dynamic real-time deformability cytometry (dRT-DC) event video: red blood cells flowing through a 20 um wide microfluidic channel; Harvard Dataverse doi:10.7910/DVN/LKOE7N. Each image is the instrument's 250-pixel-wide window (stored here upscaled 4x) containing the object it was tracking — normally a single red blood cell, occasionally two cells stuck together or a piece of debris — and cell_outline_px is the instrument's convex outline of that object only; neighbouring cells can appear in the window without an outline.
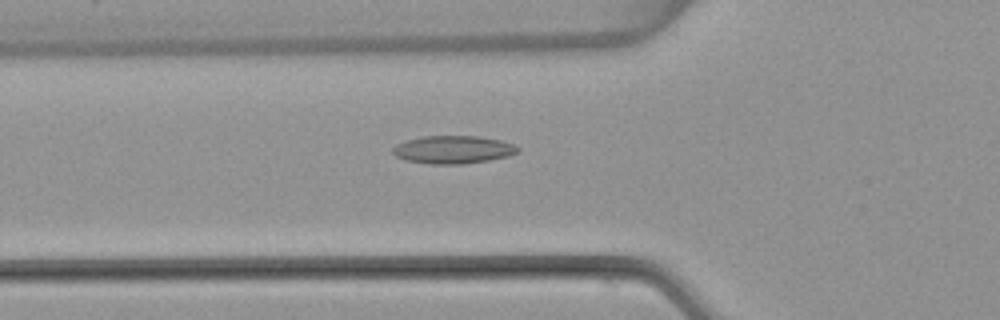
{"species": "common noctule bat (a hibernating species)", "species_latin": "Nyctalus noctula", "temperature_condition": "warm", "stored_images_in_passage": 47, "camera_frame_rate_fps": 3000, "um_per_image_px": 0.085, "animal": {"sex": "female", "body_mass_g": 22.7, "forearm_length_mm": 54.2}, "frame": {"image": 1, "passage_image": 13, "time_ms": 4.0, "image_size_px": [1000, 320], "cell_outline_px": [[520, 152], [508, 156], [488, 160], [464, 164], [428, 164], [404, 160], [396, 156], [392, 152], [392, 148], [396, 144], [408, 140], [424, 136], [480, 136], [500, 140], [512, 144], [520, 148]], "centroid_in_image_um": [38.51, 12.72], "position_along_channel_um": 87.3, "area_um2": 20.4}}
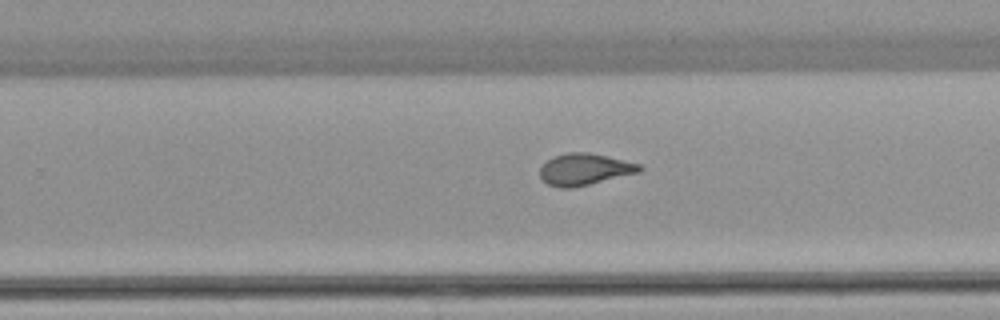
{"frame": {"image": 2, "passage_image": 28, "time_ms": 9.0, "image_size_px": [1000, 320], "cell_outline_px": [[644, 168], [640, 172], [572, 188], [560, 188], [548, 184], [540, 176], [540, 168], [552, 156], [568, 152], [588, 152], [608, 156], [640, 164]], "centroid_in_image_um": [49.7, 14.38], "position_along_channel_um": 280.1, "area_um2": 18.32}}
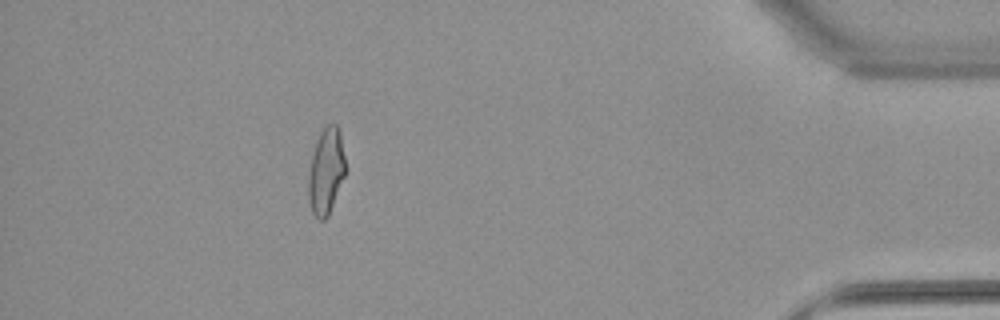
{"frame": {"image": 3, "passage_image": 42, "time_ms": 13.667, "image_size_px": [1000, 320], "cell_outline_px": [[344, 176], [328, 216], [324, 220], [320, 220], [312, 212], [308, 196], [308, 176], [312, 156], [320, 132], [328, 124], [336, 124], [340, 132], [344, 156]], "centroid_in_image_um": [27.7, 14.57], "position_along_channel_um": 407.5, "area_um2": 18.15}, "authors_computed_cell_mechanics": {"area_um2": 18.3804, "velocity_mm_per_s": 3.8572, "shape_relaxation_time_tau1_ms": null, "shape_relaxation_time_tau2_ms": 1.7018, "deformation_change_tau1": null, "deformation_change_tau2": 0.0881}}